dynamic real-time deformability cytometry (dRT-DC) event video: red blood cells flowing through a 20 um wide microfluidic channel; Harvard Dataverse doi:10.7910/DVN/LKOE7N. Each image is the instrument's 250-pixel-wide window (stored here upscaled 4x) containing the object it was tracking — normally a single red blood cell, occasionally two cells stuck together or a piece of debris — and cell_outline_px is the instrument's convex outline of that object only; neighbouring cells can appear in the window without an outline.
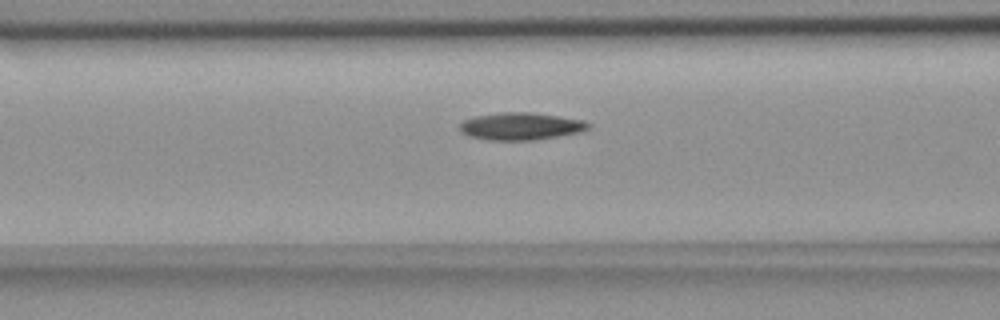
{"species": "common noctule bat (a hibernating species)", "species_latin": "Nyctalus noctula", "temperature_condition": "room temperature", "stored_images_in_passage": 33, "camera_frame_rate_fps": 3000, "um_per_image_px": 0.085, "animal": {"sex": "female", "body_mass_g": 18.4}, "frame": {"image": 1, "passage_image": 7, "time_ms": 2.0, "image_size_px": [1000, 320], "cell_outline_px": [[592, 124], [588, 128], [580, 132], [536, 140], [488, 140], [468, 136], [460, 132], [460, 124], [464, 120], [476, 116], [500, 112], [528, 112], [584, 120]], "centroid_in_image_um": [44.25, 10.74], "position_along_channel_um": 122.3, "area_um2": 20.46}}
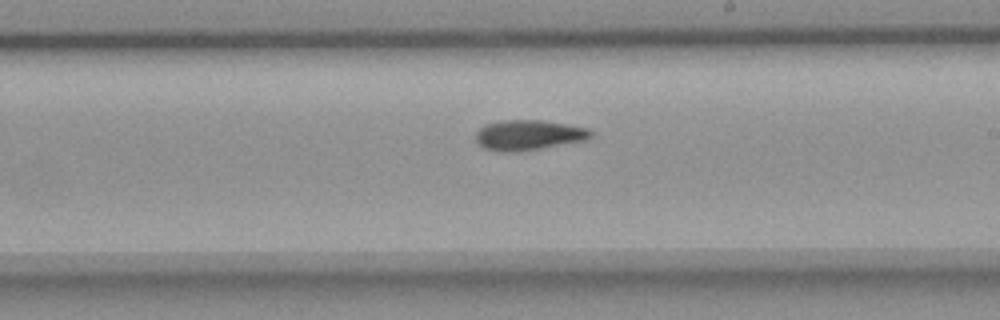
{"frame": {"image": 2, "passage_image": 17, "time_ms": 5.333, "image_size_px": [1000, 320], "cell_outline_px": [[592, 136], [588, 140], [520, 152], [500, 152], [484, 148], [476, 140], [476, 132], [484, 124], [504, 120], [540, 120], [588, 128], [592, 132]], "centroid_in_image_um": [44.93, 11.49], "position_along_channel_um": 244.1, "area_um2": 20.35}}
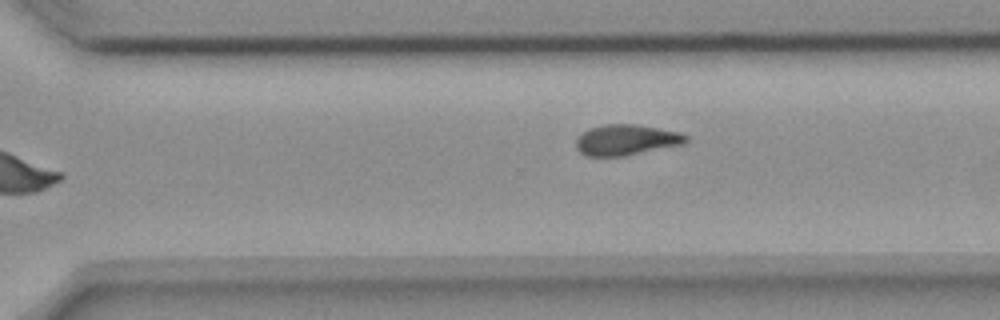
{"frame": {"image": 3, "passage_image": 23, "time_ms": 7.333, "image_size_px": [1000, 320], "cell_outline_px": [[688, 144], [624, 156], [588, 156], [580, 152], [576, 148], [576, 140], [588, 128], [604, 124], [636, 124], [660, 128], [680, 132], [688, 136]], "centroid_in_image_um": [53.3, 11.89], "position_along_channel_um": 317.3, "area_um2": 19.94}, "authors_computed_cell_mechanics": {"area_um2": 19.8254, "velocity_mm_per_s": 3.6616, "shape_relaxation_time_tau1_ms": null, "shape_relaxation_time_tau2_ms": 7.8656, "deformation_change_tau1": null, "deformation_change_tau2": 0.153}}